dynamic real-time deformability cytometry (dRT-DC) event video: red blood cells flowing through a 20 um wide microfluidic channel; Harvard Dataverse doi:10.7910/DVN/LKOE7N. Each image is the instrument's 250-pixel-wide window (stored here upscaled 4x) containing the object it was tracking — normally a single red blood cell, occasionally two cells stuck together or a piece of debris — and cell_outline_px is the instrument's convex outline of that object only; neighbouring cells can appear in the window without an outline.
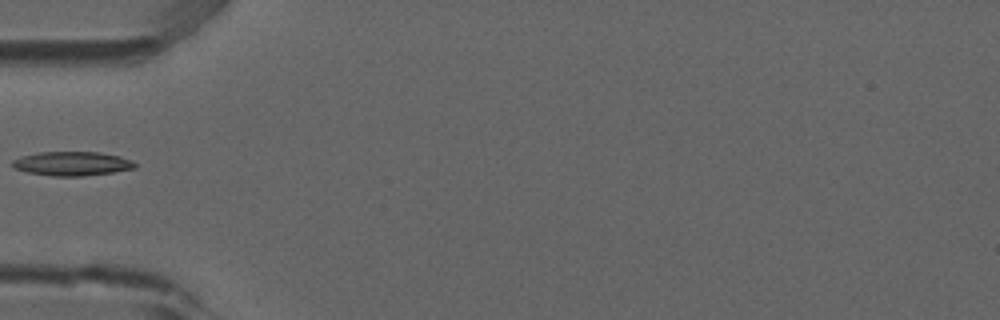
{"species": "common noctule bat (a hibernating species)", "species_latin": "Nyctalus noctula", "temperature_condition": "room temperature", "stored_images_in_passage": 3, "camera_frame_rate_fps": 3000, "um_per_image_px": 0.085, "animal": {"sex": "male", "forearm_length_mm": 52.5}, "frame": {"image": 1, "passage_image": 1, "time_ms": 0.0, "image_size_px": [1000, 320], "cell_outline_px": [[136, 168], [112, 172], [84, 176], [52, 176], [28, 172], [12, 168], [12, 160], [20, 156], [40, 152], [96, 152], [120, 156], [132, 160], [136, 164]], "centroid_in_image_um": [6.1, 13.91], "position_along_channel_um": 78.9, "area_um2": 17.22}}
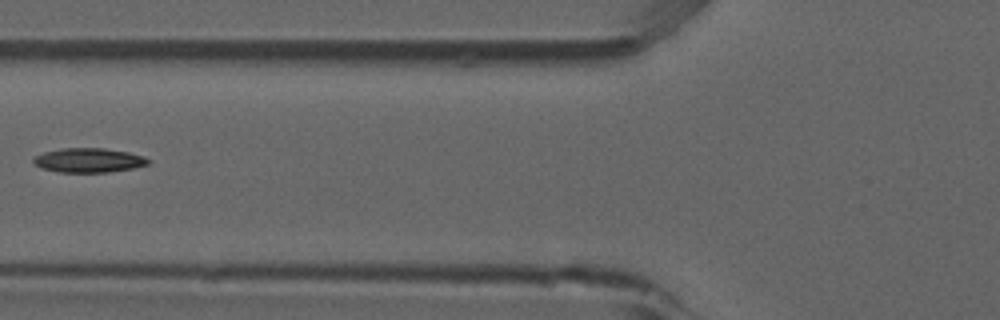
{"frame": {"image": 2, "passage_image": 2, "time_ms": 0.333, "image_size_px": [1000, 320], "cell_outline_px": [[152, 160], [148, 164], [132, 168], [108, 172], [56, 172], [40, 168], [32, 164], [32, 160], [36, 156], [44, 152], [60, 148], [104, 148], [128, 152], [144, 156]], "centroid_in_image_um": [7.51, 13.62], "position_along_channel_um": 118.3, "area_um2": 16.42}}
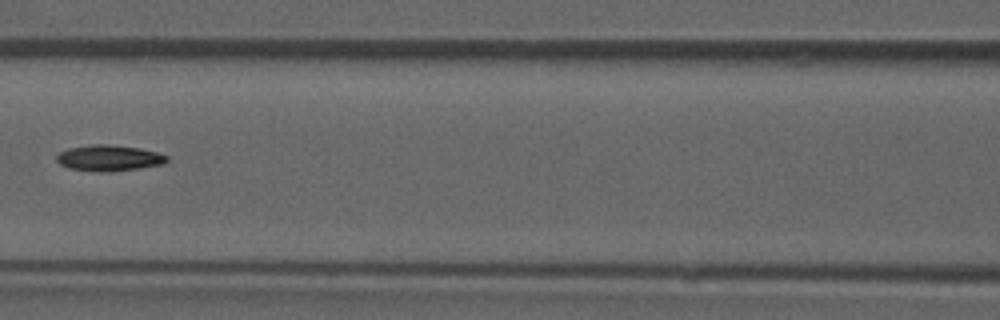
{"frame": {"image": 3, "passage_image": 3, "time_ms": 0.667, "image_size_px": [1000, 320], "cell_outline_px": [[168, 160], [164, 164], [112, 172], [96, 172], [68, 168], [60, 164], [56, 160], [56, 156], [60, 152], [68, 148], [92, 144], [108, 144], [140, 148], [156, 152], [168, 156]], "centroid_in_image_um": [9.25, 13.43], "position_along_channel_um": 157.4, "area_um2": 16.82}}